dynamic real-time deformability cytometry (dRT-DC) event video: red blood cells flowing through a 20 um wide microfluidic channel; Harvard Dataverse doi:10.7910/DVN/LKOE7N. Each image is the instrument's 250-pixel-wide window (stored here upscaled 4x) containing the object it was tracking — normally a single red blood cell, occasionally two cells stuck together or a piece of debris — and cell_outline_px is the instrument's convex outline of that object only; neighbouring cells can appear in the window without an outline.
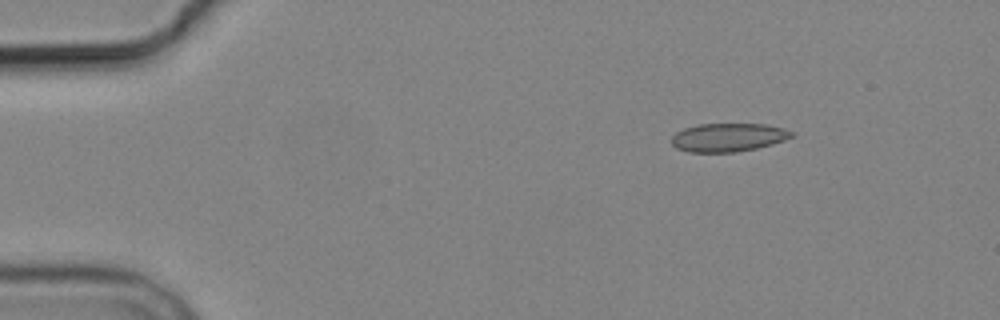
{"species": "common noctule bat (a hibernating species)", "species_latin": "Nyctalus noctula", "temperature_condition": "cold", "stored_images_in_passage": 6, "camera_frame_rate_fps": 3000, "um_per_image_px": 0.085, "animal": {"sex": "male", "body_mass_g": 19.2, "forearm_length_mm": 51.8}, "frame": {"image": 1, "passage_image": 3, "time_ms": 2.333, "image_size_px": [1000, 320], "cell_outline_px": [[796, 136], [772, 144], [756, 148], [736, 152], [688, 152], [676, 148], [672, 144], [672, 136], [676, 132], [684, 128], [700, 124], [764, 124], [784, 128], [796, 132]], "centroid_in_image_um": [61.93, 11.68], "position_along_channel_um": 23.1, "area_um2": 20.0}}
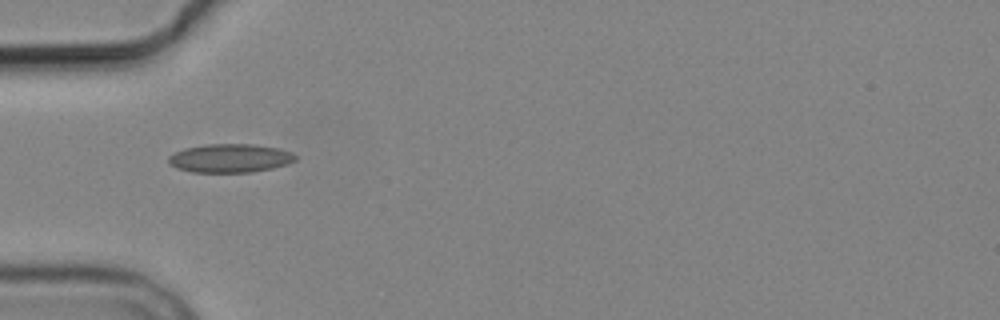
{"frame": {"image": 2, "passage_image": 6, "time_ms": 5.667, "image_size_px": [1000, 320], "cell_outline_px": [[296, 160], [272, 168], [252, 172], [192, 172], [176, 168], [168, 164], [168, 156], [184, 148], [204, 144], [252, 144], [280, 148], [292, 152], [296, 156]], "centroid_in_image_um": [19.52, 13.44], "position_along_channel_um": 65.5, "area_um2": 21.21}}